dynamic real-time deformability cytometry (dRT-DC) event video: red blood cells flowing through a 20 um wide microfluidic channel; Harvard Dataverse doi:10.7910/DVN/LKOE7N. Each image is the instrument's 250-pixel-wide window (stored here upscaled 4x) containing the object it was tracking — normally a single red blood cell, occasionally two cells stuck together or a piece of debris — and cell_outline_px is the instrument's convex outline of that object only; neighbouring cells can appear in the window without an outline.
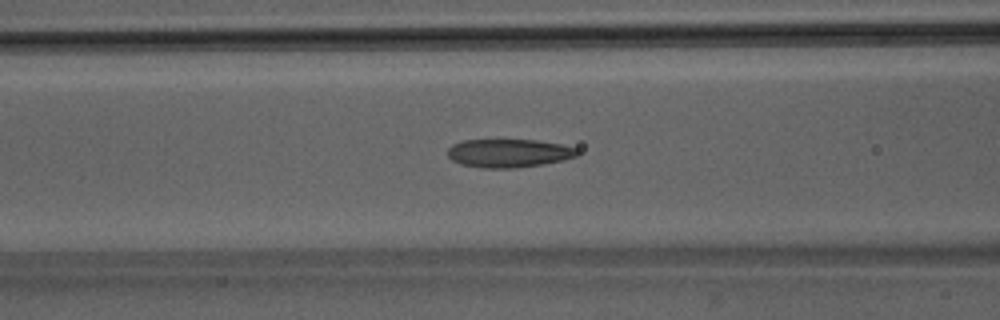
{"species": "Egyptian fruit bat (a non-hibernating species)", "species_latin": "Rousettus aegyptiacus", "temperature_condition": "room temperature", "stored_images_in_passage": 41, "camera_frame_rate_fps": 3000, "um_per_image_px": 0.085, "animal": {"sex": "male"}, "frame": {"image": 1, "passage_image": 11, "time_ms": 3.333, "image_size_px": [1000, 320], "cell_outline_px": [[580, 152], [576, 156], [564, 160], [544, 164], [516, 168], [480, 168], [460, 164], [452, 160], [448, 156], [448, 148], [452, 144], [464, 140], [536, 140], [560, 144], [576, 148]], "centroid_in_image_um": [43.24, 13.02], "position_along_channel_um": 123.4, "area_um2": 21.56}}
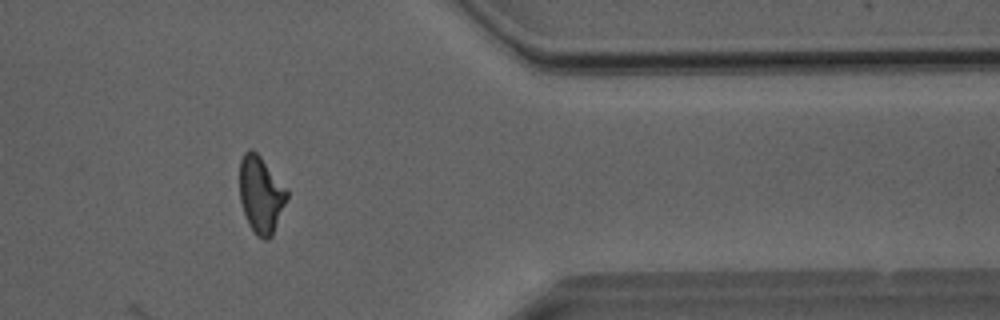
{"frame": {"image": 2, "passage_image": 32, "time_ms": 10.333, "image_size_px": [1000, 320], "cell_outline_px": [[288, 196], [272, 236], [268, 240], [264, 240], [256, 236], [248, 224], [240, 200], [240, 160], [244, 152], [248, 148], [252, 148], [260, 156], [288, 188]], "centroid_in_image_um": [22.18, 16.53], "position_along_channel_um": 389.2, "area_um2": 21.39}}
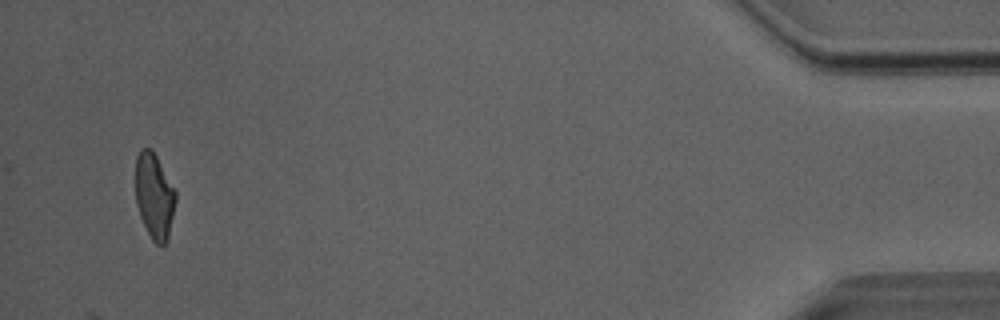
{"frame": {"image": 3, "passage_image": 39, "time_ms": 12.667, "image_size_px": [1000, 320], "cell_outline_px": [[176, 200], [168, 240], [164, 244], [156, 244], [152, 240], [140, 216], [136, 204], [136, 156], [140, 148], [152, 148], [176, 192]], "centroid_in_image_um": [13.11, 16.65], "position_along_channel_um": 422.1, "area_um2": 19.94}, "authors_computed_cell_mechanics": {"area_um2": 21.4438, "velocity_mm_per_s": 4.0613, "shape_relaxation_time_tau1_ms": 7.5331, "shape_relaxation_time_tau2_ms": 1.7035, "deformation_change_tau1": 0.2031, "deformation_change_tau2": 0.0929}}